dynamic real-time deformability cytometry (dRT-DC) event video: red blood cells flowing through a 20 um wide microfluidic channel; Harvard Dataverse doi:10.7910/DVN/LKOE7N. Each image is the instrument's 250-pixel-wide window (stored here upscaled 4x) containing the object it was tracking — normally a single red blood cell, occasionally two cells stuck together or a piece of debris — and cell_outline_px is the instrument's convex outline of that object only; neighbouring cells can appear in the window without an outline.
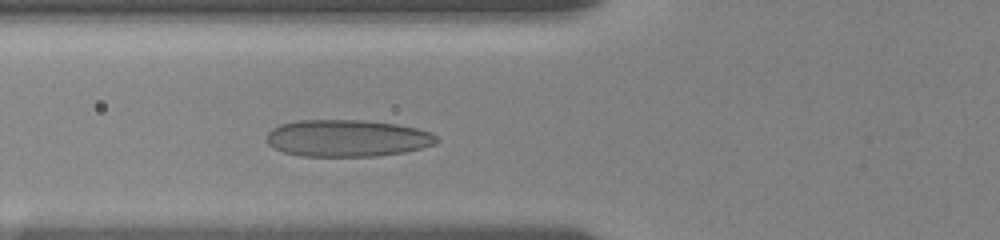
{"species": "human", "species_latin": "Homo sapiens", "temperature_condition": "room temperature", "stored_images_in_passage": 40, "camera_frame_rate_fps": 3000, "um_per_image_px": 0.085, "donor": {"sex": "female"}, "frame": {"image": 1, "passage_image": 13, "time_ms": 4.0, "image_size_px": [1000, 240], "cell_outline_px": [[440, 140], [436, 144], [404, 152], [376, 156], [300, 156], [284, 152], [272, 148], [268, 144], [268, 132], [272, 128], [280, 124], [296, 120], [360, 120], [396, 124], [416, 128], [432, 132]], "centroid_in_image_um": [29.51, 11.75], "position_along_channel_um": 96.3, "area_um2": 36.7}}
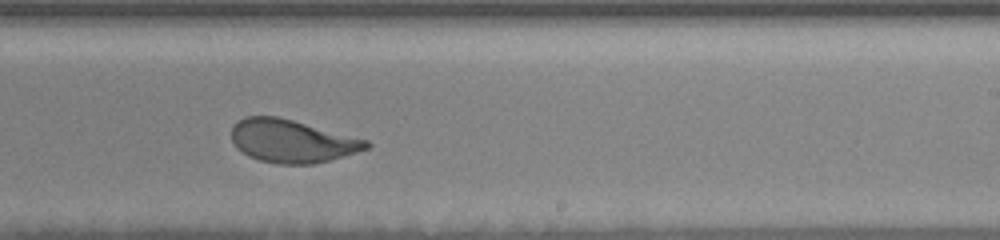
{"frame": {"image": 2, "passage_image": 27, "time_ms": 8.667, "image_size_px": [1000, 240], "cell_outline_px": [[372, 144], [368, 148], [356, 152], [328, 160], [312, 164], [276, 164], [260, 160], [248, 156], [236, 148], [232, 140], [232, 124], [244, 116], [276, 116], [292, 120], [368, 140]], "centroid_in_image_um": [24.77, 11.99], "position_along_channel_um": 264.2, "area_um2": 33.58}}
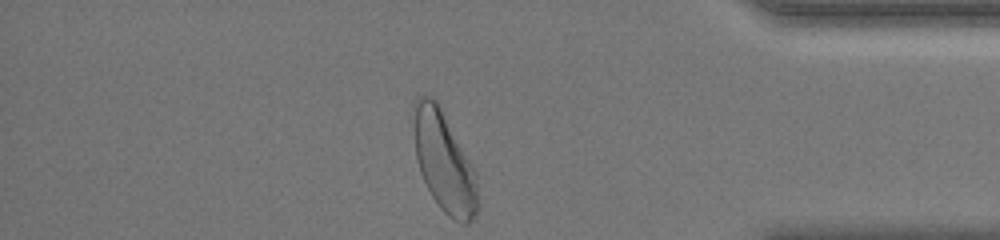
{"frame": {"image": 3, "passage_image": 40, "time_ms": 13.0, "image_size_px": [1000, 240], "cell_outline_px": [[480, 208], [472, 220], [468, 224], [464, 224], [448, 216], [440, 208], [432, 196], [420, 172], [416, 160], [412, 104], [416, 96], [432, 96], [436, 100], [472, 164], [476, 172], [480, 204]], "centroid_in_image_um": [37.76, 13.77], "position_along_channel_um": 397.4, "area_um2": 37.74}, "authors_computed_cell_mechanics": {"area_um2": 34.9401, "velocity_mm_per_s": 3.5942, "shape_relaxation_time_tau1_ms": 4.1363, "shape_relaxation_time_tau2_ms": 0.8755, "deformation_change_tau1": 0.1532, "deformation_change_tau2": 0.068}}